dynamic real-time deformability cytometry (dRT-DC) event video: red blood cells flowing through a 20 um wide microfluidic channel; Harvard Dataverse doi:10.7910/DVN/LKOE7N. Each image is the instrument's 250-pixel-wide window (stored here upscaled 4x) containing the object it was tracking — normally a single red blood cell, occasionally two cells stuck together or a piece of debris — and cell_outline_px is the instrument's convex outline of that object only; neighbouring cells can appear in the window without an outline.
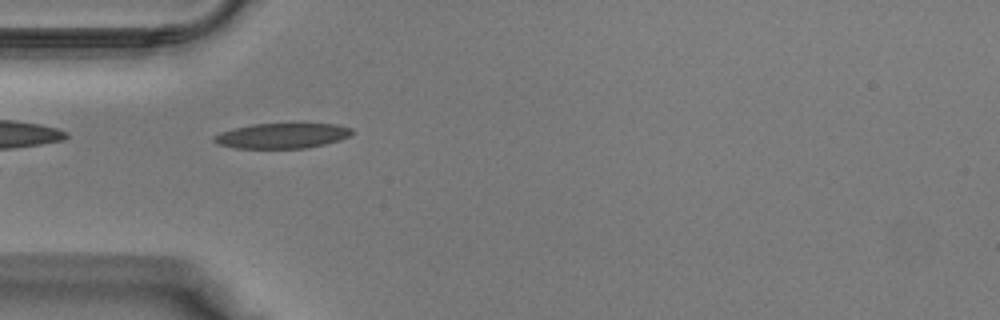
{"species": "Egyptian fruit bat (a non-hibernating species)", "species_latin": "Rousettus aegyptiacus", "temperature_condition": "warm", "stored_images_in_passage": 28, "camera_frame_rate_fps": 3000, "um_per_image_px": 0.085, "animal": {"sex": "male"}, "frame": {"image": 1, "passage_image": 1, "time_ms": 0.0, "image_size_px": [1000, 320], "cell_outline_px": [[352, 132], [348, 136], [340, 140], [308, 148], [236, 148], [216, 144], [212, 140], [212, 136], [220, 132], [252, 124], [336, 124], [352, 128]], "centroid_in_image_um": [23.94, 11.54], "position_along_channel_um": 61.1, "area_um2": 20.17}}
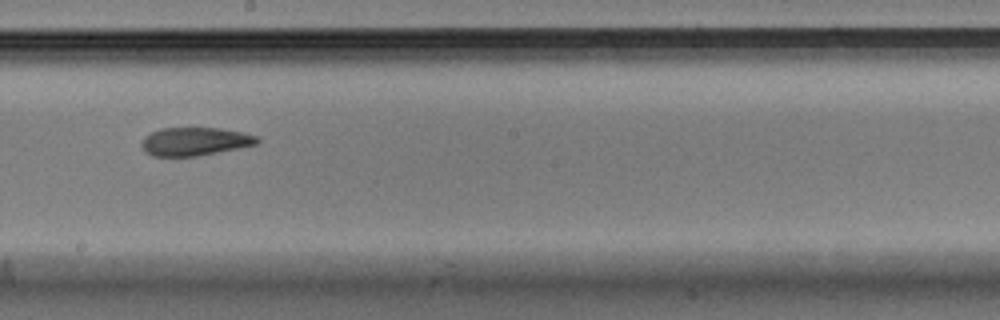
{"frame": {"image": 2, "passage_image": 11, "time_ms": 3.333, "image_size_px": [1000, 320], "cell_outline_px": [[260, 140], [256, 144], [196, 156], [152, 156], [144, 152], [140, 144], [144, 136], [160, 128], [220, 128], [240, 132], [256, 136]], "centroid_in_image_um": [16.48, 12.02], "position_along_channel_um": 231.7, "area_um2": 18.84}}
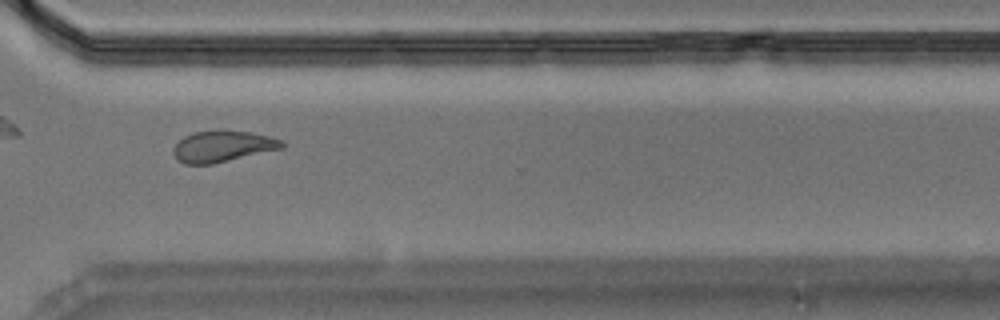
{"frame": {"image": 3, "passage_image": 18, "time_ms": 5.667, "image_size_px": [1000, 320], "cell_outline_px": [[284, 148], [212, 164], [184, 164], [176, 160], [172, 152], [172, 148], [184, 136], [192, 132], [220, 128], [252, 132], [268, 136], [280, 140], [284, 144]], "centroid_in_image_um": [18.88, 12.41], "position_along_channel_um": 351.7, "area_um2": 20.23}}